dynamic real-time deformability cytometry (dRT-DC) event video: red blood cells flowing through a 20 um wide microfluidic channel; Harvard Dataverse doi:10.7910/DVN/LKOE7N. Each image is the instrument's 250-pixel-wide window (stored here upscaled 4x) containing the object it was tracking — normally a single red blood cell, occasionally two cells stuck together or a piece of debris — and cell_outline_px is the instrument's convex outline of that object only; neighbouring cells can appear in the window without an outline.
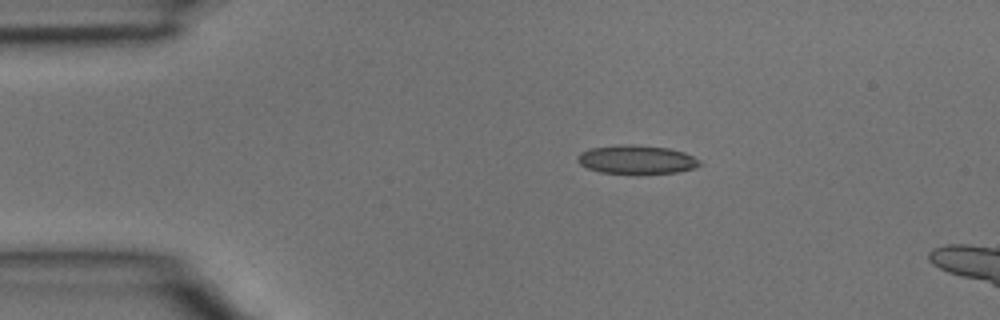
{"species": "common noctule bat (a hibernating species)", "species_latin": "Nyctalus noctula", "temperature_condition": "room temperature", "stored_images_in_passage": 3, "camera_frame_rate_fps": 3000, "um_per_image_px": 0.085, "animal": {"sex": "male", "body_mass_g": 15.6}, "frame": {"image": 1, "passage_image": 1, "time_ms": 0.0, "image_size_px": [1000, 320], "cell_outline_px": [[704, 164], [680, 172], [636, 176], [600, 172], [588, 168], [580, 164], [576, 160], [576, 156], [580, 152], [592, 148], [624, 144], [632, 144], [668, 148], [684, 152], [700, 160]], "centroid_in_image_um": [54.12, 13.6], "position_along_channel_um": 30.9, "area_um2": 21.15}}